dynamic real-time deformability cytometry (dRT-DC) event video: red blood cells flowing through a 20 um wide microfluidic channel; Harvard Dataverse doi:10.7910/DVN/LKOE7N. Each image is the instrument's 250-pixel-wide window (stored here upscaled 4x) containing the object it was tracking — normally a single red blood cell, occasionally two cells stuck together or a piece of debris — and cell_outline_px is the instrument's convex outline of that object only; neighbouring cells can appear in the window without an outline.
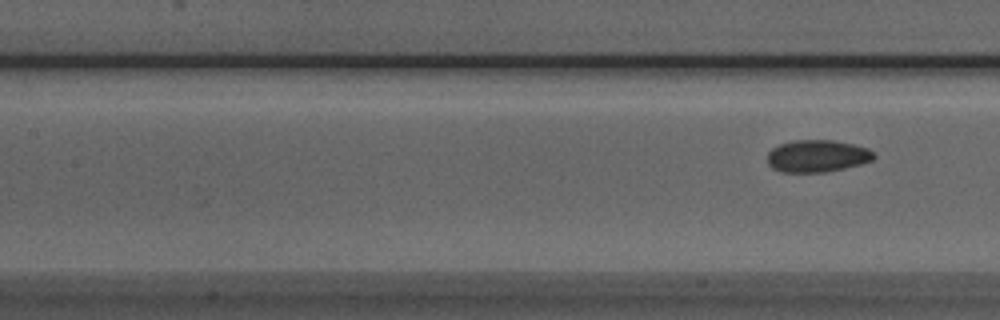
{"species": "Egyptian fruit bat (a non-hibernating species)", "species_latin": "Rousettus aegyptiacus", "temperature_condition": "room temperature", "stored_images_in_passage": 9, "segment_of_instrument_passage": [2, 2], "camera_frame_rate_fps": 3000, "um_per_image_px": 0.085, "animal": {"sex": "male"}, "frame": {"image": 1, "passage_image": 9, "time_ms": 10.333, "image_size_px": [1000, 320], "cell_outline_px": [[876, 156], [872, 160], [860, 164], [844, 168], [824, 172], [780, 172], [772, 168], [768, 164], [768, 152], [772, 148], [780, 144], [792, 140], [832, 140], [852, 144], [868, 148]], "centroid_in_image_um": [69.44, 13.26], "position_along_channel_um": 138.0, "area_um2": 19.94}}